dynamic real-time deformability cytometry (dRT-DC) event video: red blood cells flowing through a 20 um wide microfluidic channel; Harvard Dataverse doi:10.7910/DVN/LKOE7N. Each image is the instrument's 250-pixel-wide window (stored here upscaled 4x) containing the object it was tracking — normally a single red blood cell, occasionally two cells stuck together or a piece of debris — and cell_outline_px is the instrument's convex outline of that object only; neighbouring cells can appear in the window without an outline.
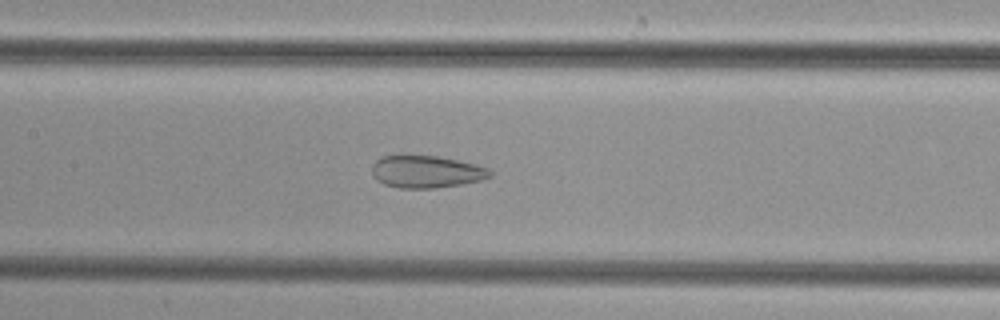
{"species": "common noctule bat (a hibernating species)", "species_latin": "Nyctalus noctula", "temperature_condition": "cold", "stored_images_in_passage": 49, "camera_frame_rate_fps": 3000, "um_per_image_px": 0.085, "animal": {"sex": "female", "body_mass_g": 29.2, "forearm_length_mm": 56.3}, "frame": {"image": 1, "passage_image": 23, "time_ms": 7.333, "image_size_px": [1000, 320], "cell_outline_px": [[492, 176], [480, 180], [460, 184], [436, 188], [400, 188], [384, 184], [376, 180], [372, 172], [372, 164], [380, 156], [400, 152], [436, 156], [476, 164], [488, 168], [492, 172]], "centroid_in_image_um": [36.16, 14.55], "position_along_channel_um": 171.2, "area_um2": 22.89}}
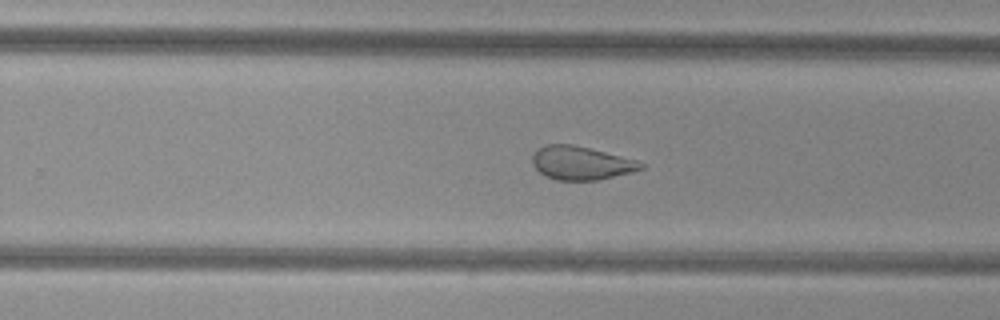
{"frame": {"image": 2, "passage_image": 31, "time_ms": 10.0, "image_size_px": [1000, 320], "cell_outline_px": [[644, 168], [632, 172], [596, 180], [556, 180], [544, 176], [532, 164], [532, 156], [540, 148], [548, 144], [572, 144], [636, 160], [644, 164]], "centroid_in_image_um": [49.37, 13.87], "position_along_channel_um": 280.4, "area_um2": 20.87}}
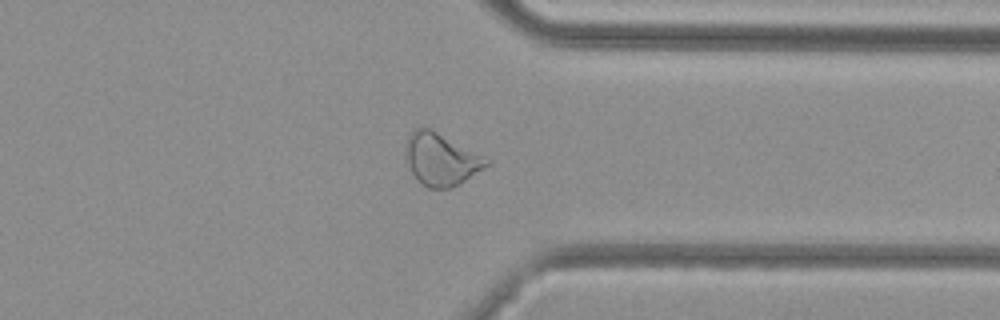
{"frame": {"image": 3, "passage_image": 38, "time_ms": 12.333, "image_size_px": [1000, 320], "cell_outline_px": [[492, 164], [452, 188], [428, 188], [420, 184], [412, 172], [408, 164], [404, 152], [408, 136], [420, 124], [432, 128], [492, 160]], "centroid_in_image_um": [37.51, 13.51], "position_along_channel_um": 373.9, "area_um2": 25.14}}